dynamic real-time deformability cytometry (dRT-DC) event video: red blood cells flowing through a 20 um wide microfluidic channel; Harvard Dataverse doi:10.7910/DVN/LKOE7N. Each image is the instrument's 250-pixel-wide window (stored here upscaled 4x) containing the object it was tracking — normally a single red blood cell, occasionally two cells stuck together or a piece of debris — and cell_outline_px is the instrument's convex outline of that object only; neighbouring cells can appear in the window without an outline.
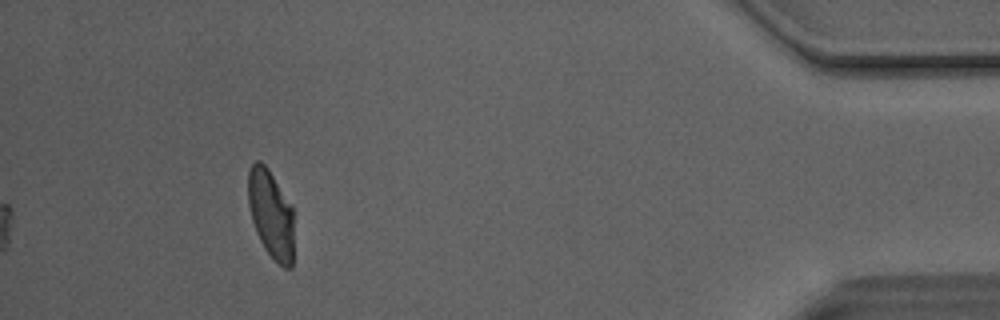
{"species": "Egyptian fruit bat (a non-hibernating species)", "species_latin": "Rousettus aegyptiacus", "temperature_condition": "room temperature", "stored_images_in_passage": 44, "camera_frame_rate_fps": 3000, "um_per_image_px": 0.085, "animal": {"sex": "male"}, "frame": {"image": 1, "passage_image": 44, "time_ms": 14.333, "image_size_px": [1000, 320], "cell_outline_px": [[292, 268], [284, 268], [264, 248], [256, 232], [252, 220], [248, 204], [248, 168], [256, 160], [260, 160], [268, 168], [292, 204]], "centroid_in_image_um": [23.01, 18.14], "position_along_channel_um": 412.2, "area_um2": 23.47}, "authors_computed_cell_mechanics": {"area_um2": 25.1141, "velocity_mm_per_s": 4.1024, "shape_relaxation_time_tau1_ms": 8.1816, "shape_relaxation_time_tau2_ms": 1.1883, "deformation_change_tau1": 0.2503, "deformation_change_tau2": 0.0712}}